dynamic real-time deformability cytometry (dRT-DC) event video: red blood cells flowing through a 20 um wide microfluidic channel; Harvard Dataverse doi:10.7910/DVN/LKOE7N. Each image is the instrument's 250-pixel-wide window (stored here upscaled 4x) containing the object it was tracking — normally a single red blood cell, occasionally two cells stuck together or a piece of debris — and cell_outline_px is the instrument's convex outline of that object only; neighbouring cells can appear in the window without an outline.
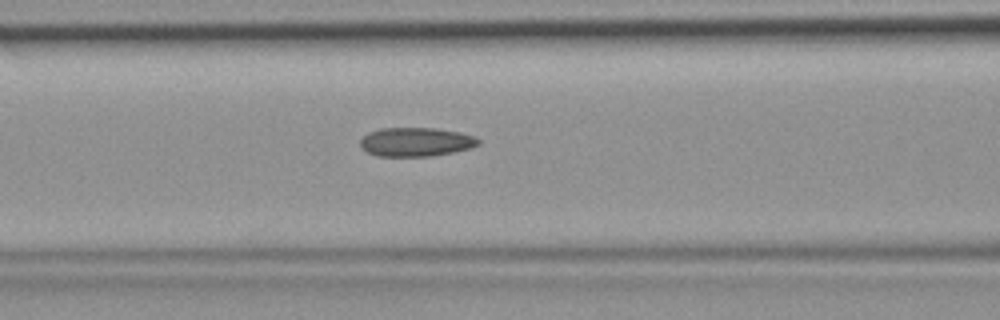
{"species": "common noctule bat (a hibernating species)", "species_latin": "Nyctalus noctula", "temperature_condition": "room temperature", "stored_images_in_passage": 39, "camera_frame_rate_fps": 3000, "um_per_image_px": 0.085, "animal": {"sex": "female", "body_mass_g": 19.9}, "frame": {"image": 1, "passage_image": 15, "time_ms": 4.667, "image_size_px": [1000, 320], "cell_outline_px": [[480, 144], [472, 148], [452, 152], [428, 156], [376, 156], [360, 148], [360, 140], [368, 132], [380, 128], [436, 128], [460, 132], [476, 136], [480, 140]], "centroid_in_image_um": [35.36, 12.06], "position_along_channel_um": 131.2, "area_um2": 20.06}}
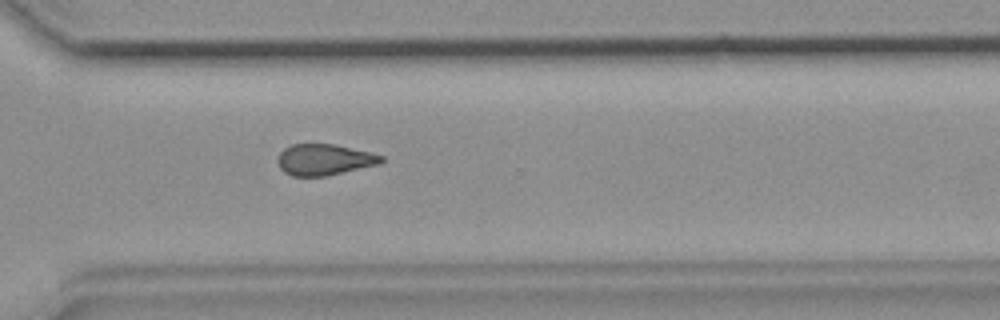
{"frame": {"image": 2, "passage_image": 30, "time_ms": 9.667, "image_size_px": [1000, 320], "cell_outline_px": [[384, 160], [380, 164], [324, 176], [292, 176], [284, 172], [280, 168], [280, 152], [284, 148], [292, 144], [336, 144], [372, 152], [384, 156]], "centroid_in_image_um": [27.62, 13.56], "position_along_channel_um": 343.0, "area_um2": 18.73}}
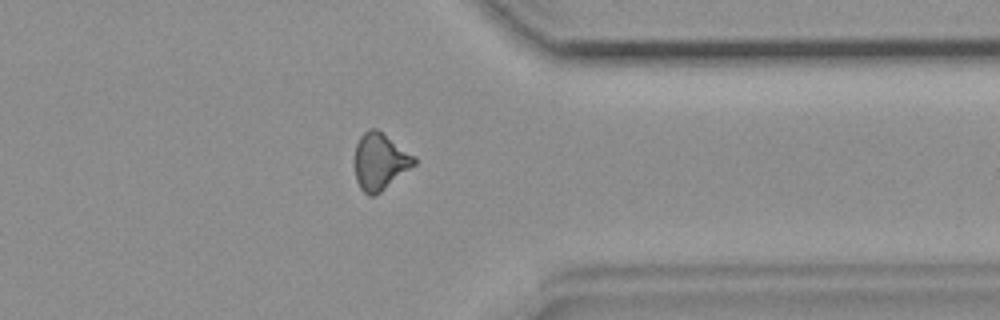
{"frame": {"image": 3, "passage_image": 33, "time_ms": 10.667, "image_size_px": [1000, 320], "cell_outline_px": [[416, 164], [376, 196], [368, 196], [360, 188], [356, 180], [356, 144], [360, 136], [368, 128], [376, 128], [416, 156]], "centroid_in_image_um": [32.32, 13.74], "position_along_channel_um": 379.1, "area_um2": 19.65}}